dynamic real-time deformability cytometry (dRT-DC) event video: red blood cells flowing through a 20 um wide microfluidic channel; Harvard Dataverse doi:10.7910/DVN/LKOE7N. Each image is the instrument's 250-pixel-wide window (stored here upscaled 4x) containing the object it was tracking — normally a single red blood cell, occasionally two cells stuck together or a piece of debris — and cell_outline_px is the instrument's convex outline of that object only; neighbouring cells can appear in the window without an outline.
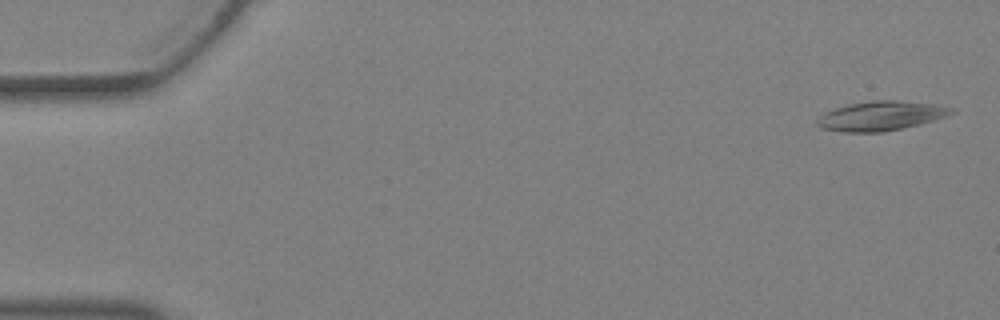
{"species": "Egyptian fruit bat (a non-hibernating species)", "species_latin": "Rousettus aegyptiacus", "temperature_condition": "warm", "stored_images_in_passage": 37, "camera_frame_rate_fps": 3000, "um_per_image_px": 0.085, "animal": {"sex": "female"}, "frame": {"image": 1, "passage_image": 1, "time_ms": 0.0, "image_size_px": [1000, 320], "cell_outline_px": [[956, 112], [920, 124], [884, 132], [844, 132], [820, 128], [816, 124], [816, 120], [820, 116], [836, 108], [848, 104], [872, 100], [900, 100], [944, 104], [956, 108]], "centroid_in_image_um": [74.94, 9.83], "position_along_channel_um": 10.1, "area_um2": 23.24}}
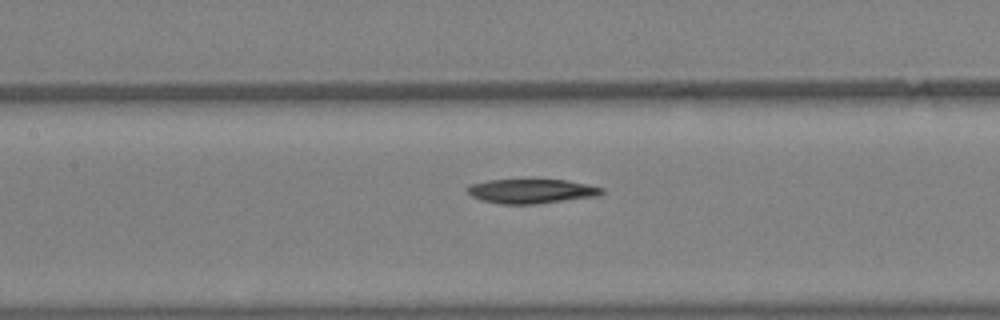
{"frame": {"image": 2, "passage_image": 17, "time_ms": 5.333, "image_size_px": [1000, 320], "cell_outline_px": [[604, 192], [596, 196], [536, 204], [500, 204], [480, 200], [472, 196], [468, 192], [468, 188], [472, 184], [488, 180], [564, 180], [604, 188]], "centroid_in_image_um": [45.15, 16.26], "position_along_channel_um": 162.2, "area_um2": 18.79}}
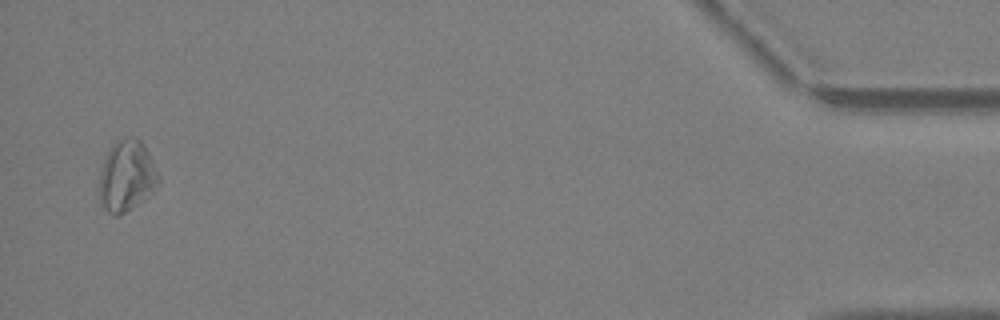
{"frame": {"image": 3, "passage_image": 36, "time_ms": 11.667, "image_size_px": [1000, 320], "cell_outline_px": [[160, 184], [152, 192], [132, 208], [120, 216], [112, 216], [104, 208], [100, 196], [100, 172], [104, 160], [112, 144], [120, 140], [132, 136], [136, 136], [144, 144], [160, 176]], "centroid_in_image_um": [10.79, 14.97], "position_along_channel_um": 424.4, "area_um2": 24.45}}